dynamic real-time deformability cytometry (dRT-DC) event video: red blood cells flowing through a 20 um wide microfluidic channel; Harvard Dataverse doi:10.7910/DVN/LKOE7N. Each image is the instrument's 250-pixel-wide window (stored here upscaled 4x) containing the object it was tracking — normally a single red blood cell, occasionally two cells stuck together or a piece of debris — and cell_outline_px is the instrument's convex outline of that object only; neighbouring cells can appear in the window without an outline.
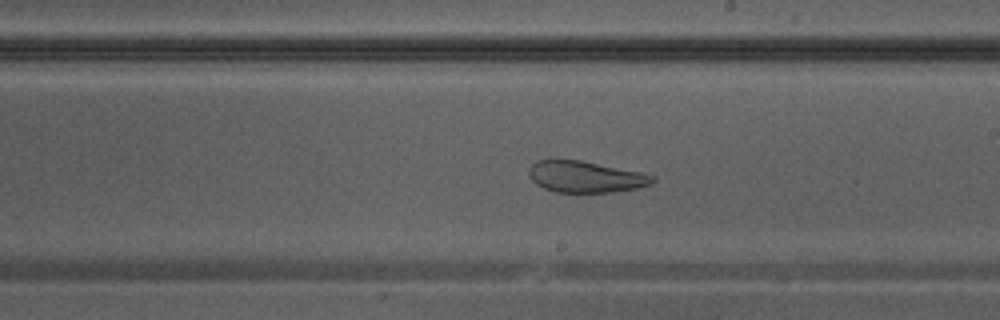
{"species": "Egyptian fruit bat (a non-hibernating species)", "species_latin": "Rousettus aegyptiacus", "temperature_condition": "warm", "stored_images_in_passage": 30, "camera_frame_rate_fps": 3000, "um_per_image_px": 0.085, "animal": {"sex": "male"}, "frame": {"image": 1, "passage_image": 13, "time_ms": 4.0, "image_size_px": [1000, 320], "cell_outline_px": [[656, 180], [652, 184], [636, 188], [612, 192], [556, 192], [544, 188], [536, 184], [528, 176], [528, 168], [536, 160], [580, 160], [644, 172], [656, 176]], "centroid_in_image_um": [49.79, 15.02], "position_along_channel_um": 239.2, "area_um2": 22.83}}
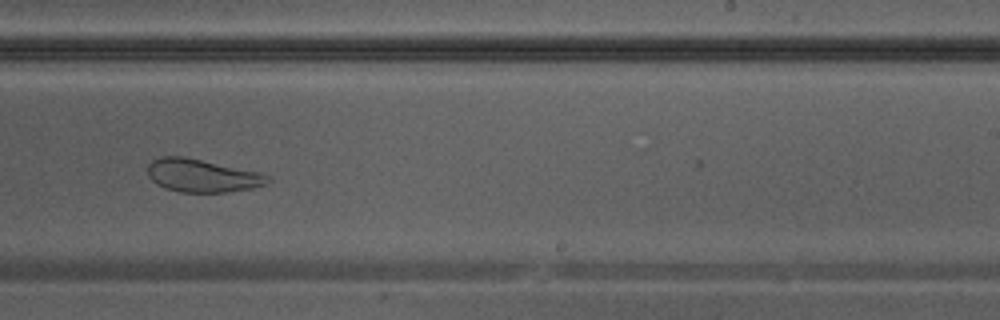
{"frame": {"image": 2, "passage_image": 15, "time_ms": 4.667, "image_size_px": [1000, 320], "cell_outline_px": [[272, 180], [264, 184], [252, 188], [228, 192], [180, 192], [164, 188], [156, 184], [148, 176], [148, 164], [152, 160], [160, 156], [184, 156], [260, 172], [272, 176]], "centroid_in_image_um": [17.18, 14.92], "position_along_channel_um": 271.8, "area_um2": 23.29}}
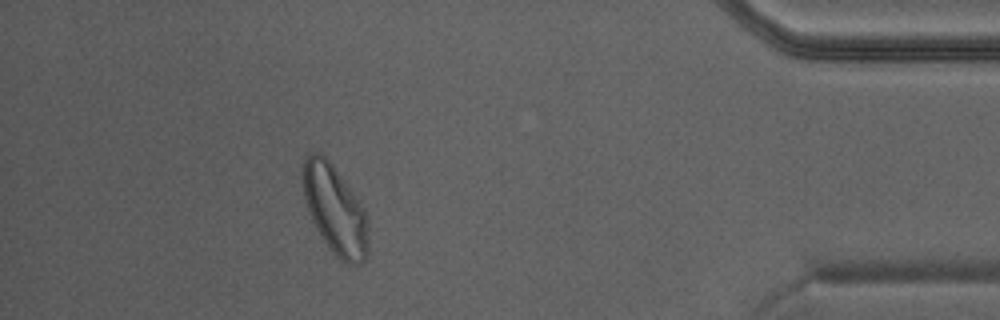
{"frame": {"image": 3, "passage_image": 26, "time_ms": 8.333, "image_size_px": [1000, 320], "cell_outline_px": [[368, 256], [360, 264], [344, 264], [332, 252], [320, 236], [308, 212], [304, 200], [300, 176], [300, 172], [304, 160], [312, 152], [320, 152], [332, 164], [356, 196], [364, 208], [368, 216]], "centroid_in_image_um": [28.46, 17.84], "position_along_channel_um": 406.7, "area_um2": 34.56}}